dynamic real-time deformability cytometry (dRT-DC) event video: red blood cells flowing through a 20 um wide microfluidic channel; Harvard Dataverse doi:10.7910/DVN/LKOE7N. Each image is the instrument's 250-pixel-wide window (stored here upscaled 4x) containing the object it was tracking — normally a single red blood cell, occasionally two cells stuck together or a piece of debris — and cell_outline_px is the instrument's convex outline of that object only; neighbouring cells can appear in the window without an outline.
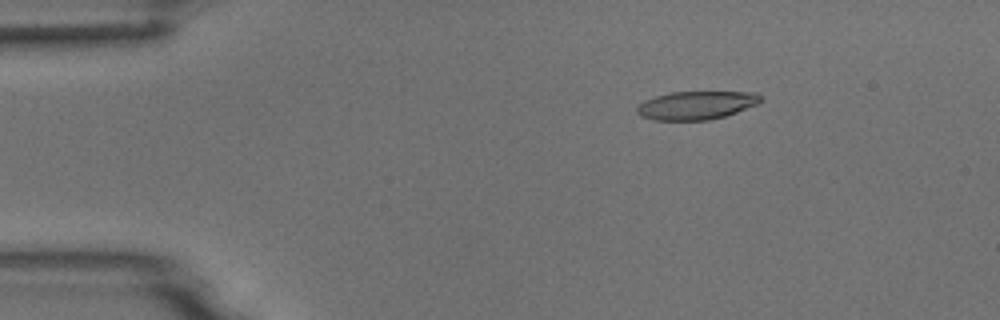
{"species": "common noctule bat (a hibernating species)", "species_latin": "Nyctalus noctula", "temperature_condition": "room temperature", "stored_images_in_passage": 5, "camera_frame_rate_fps": 3000, "um_per_image_px": 0.085, "animal": {"sex": "male", "body_mass_g": 18.8}, "frame": {"image": 1, "passage_image": 3, "time_ms": 2.333, "image_size_px": [1000, 320], "cell_outline_px": [[764, 100], [756, 104], [736, 112], [724, 116], [708, 120], [652, 120], [640, 116], [636, 112], [636, 108], [644, 100], [668, 92], [756, 92]], "centroid_in_image_um": [59.15, 8.95], "position_along_channel_um": 25.8, "area_um2": 20.4}}